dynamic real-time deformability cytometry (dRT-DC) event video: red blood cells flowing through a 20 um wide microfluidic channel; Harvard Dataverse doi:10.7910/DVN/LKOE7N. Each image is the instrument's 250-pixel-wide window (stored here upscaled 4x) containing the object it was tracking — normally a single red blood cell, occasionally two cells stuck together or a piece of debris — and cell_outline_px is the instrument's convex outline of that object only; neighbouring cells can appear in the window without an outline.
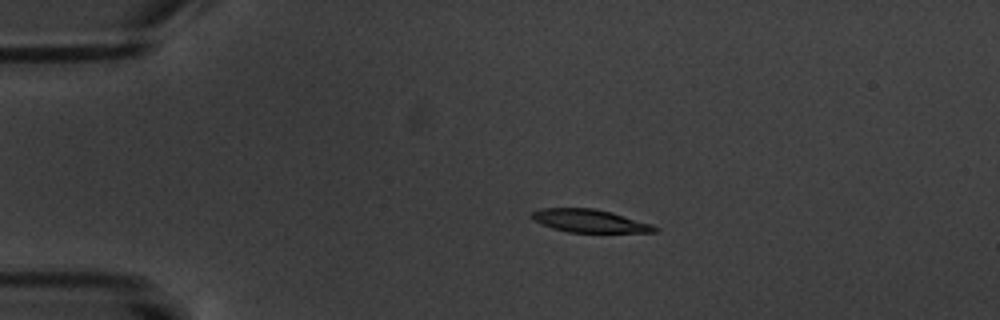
{"species": "common noctule bat (a hibernating species)", "species_latin": "Nyctalus noctula", "temperature_condition": "warm", "stored_images_in_passage": 16, "camera_frame_rate_fps": 3000, "um_per_image_px": 0.085, "animal": {"sex": "male", "body_mass_g": 20.1, "forearm_length_mm": 53.5}, "frame": {"image": 1, "passage_image": 3, "time_ms": 2.333, "image_size_px": [1000, 320], "cell_outline_px": [[660, 228], [656, 232], [568, 232], [552, 228], [540, 224], [528, 216], [532, 212], [540, 208], [592, 208], [612, 212], [652, 224]], "centroid_in_image_um": [50.09, 18.77], "position_along_channel_um": 34.9, "area_um2": 16.53}}
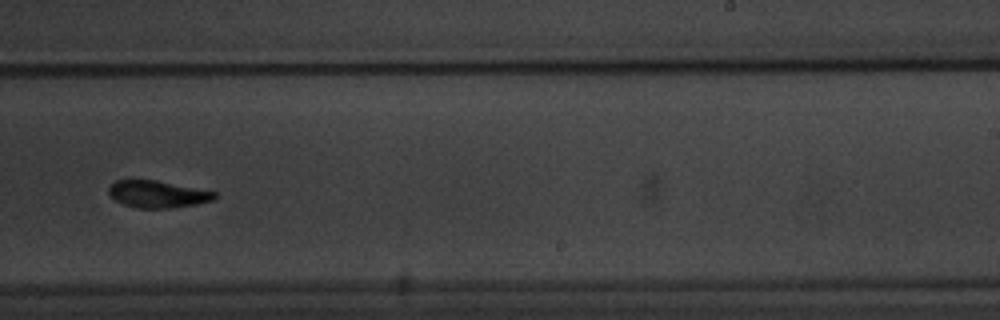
{"frame": {"image": 2, "passage_image": 10, "time_ms": 10.667, "image_size_px": [1000, 320], "cell_outline_px": [[216, 196], [212, 200], [196, 204], [168, 208], [136, 208], [124, 204], [116, 200], [108, 192], [108, 188], [116, 180], [156, 180], [216, 192]], "centroid_in_image_um": [13.38, 16.5], "position_along_channel_um": 275.6, "area_um2": 16.42}}
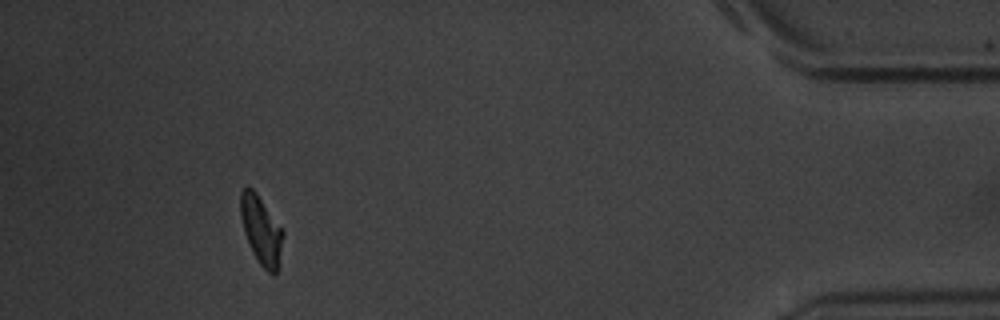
{"frame": {"image": 3, "passage_image": 15, "time_ms": 16.333, "image_size_px": [1000, 320], "cell_outline_px": [[284, 236], [276, 272], [268, 272], [260, 264], [252, 252], [248, 244], [244, 232], [240, 216], [240, 192], [248, 184], [256, 192], [284, 228]], "centroid_in_image_um": [22.19, 19.49], "position_along_channel_um": 413.0, "area_um2": 17.11}, "authors_computed_cell_mechanics": {"area_um2": 17.1377, "velocity_mm_per_s": 3.4306, "shape_relaxation_time_tau1_ms": 3.1797, "shape_relaxation_time_tau2_ms": 1.7327, "deformation_change_tau1": 0.111, "deformation_change_tau2": 0.0497}}